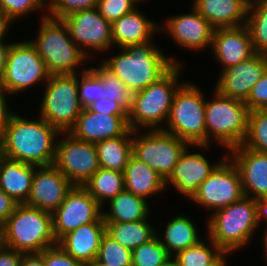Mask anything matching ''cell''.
<instances>
[{
    "label": "cell",
    "mask_w": 267,
    "mask_h": 266,
    "mask_svg": "<svg viewBox=\"0 0 267 266\" xmlns=\"http://www.w3.org/2000/svg\"><path fill=\"white\" fill-rule=\"evenodd\" d=\"M187 14H177L165 19L164 25H159V32L169 34L178 46L189 51L199 52L211 48L215 28L197 10Z\"/></svg>",
    "instance_id": "cell-16"
},
{
    "label": "cell",
    "mask_w": 267,
    "mask_h": 266,
    "mask_svg": "<svg viewBox=\"0 0 267 266\" xmlns=\"http://www.w3.org/2000/svg\"><path fill=\"white\" fill-rule=\"evenodd\" d=\"M83 187L103 208L106 202L125 189L124 173L99 168Z\"/></svg>",
    "instance_id": "cell-33"
},
{
    "label": "cell",
    "mask_w": 267,
    "mask_h": 266,
    "mask_svg": "<svg viewBox=\"0 0 267 266\" xmlns=\"http://www.w3.org/2000/svg\"><path fill=\"white\" fill-rule=\"evenodd\" d=\"M74 184L54 165L36 167L25 204L53 213Z\"/></svg>",
    "instance_id": "cell-19"
},
{
    "label": "cell",
    "mask_w": 267,
    "mask_h": 266,
    "mask_svg": "<svg viewBox=\"0 0 267 266\" xmlns=\"http://www.w3.org/2000/svg\"><path fill=\"white\" fill-rule=\"evenodd\" d=\"M250 0H192V6L217 28L244 26Z\"/></svg>",
    "instance_id": "cell-25"
},
{
    "label": "cell",
    "mask_w": 267,
    "mask_h": 266,
    "mask_svg": "<svg viewBox=\"0 0 267 266\" xmlns=\"http://www.w3.org/2000/svg\"><path fill=\"white\" fill-rule=\"evenodd\" d=\"M263 234H264L263 235L264 237L262 236L263 242L261 243H263V248H264L263 255H264V258H266L265 260L267 262V231H265Z\"/></svg>",
    "instance_id": "cell-53"
},
{
    "label": "cell",
    "mask_w": 267,
    "mask_h": 266,
    "mask_svg": "<svg viewBox=\"0 0 267 266\" xmlns=\"http://www.w3.org/2000/svg\"><path fill=\"white\" fill-rule=\"evenodd\" d=\"M3 157V154H2V151L0 150V160L2 159Z\"/></svg>",
    "instance_id": "cell-56"
},
{
    "label": "cell",
    "mask_w": 267,
    "mask_h": 266,
    "mask_svg": "<svg viewBox=\"0 0 267 266\" xmlns=\"http://www.w3.org/2000/svg\"><path fill=\"white\" fill-rule=\"evenodd\" d=\"M210 49L221 70L236 66L256 53L245 25L215 29Z\"/></svg>",
    "instance_id": "cell-22"
},
{
    "label": "cell",
    "mask_w": 267,
    "mask_h": 266,
    "mask_svg": "<svg viewBox=\"0 0 267 266\" xmlns=\"http://www.w3.org/2000/svg\"><path fill=\"white\" fill-rule=\"evenodd\" d=\"M45 85L39 115L60 133H68L83 107L78 95V73L50 75Z\"/></svg>",
    "instance_id": "cell-9"
},
{
    "label": "cell",
    "mask_w": 267,
    "mask_h": 266,
    "mask_svg": "<svg viewBox=\"0 0 267 266\" xmlns=\"http://www.w3.org/2000/svg\"><path fill=\"white\" fill-rule=\"evenodd\" d=\"M0 243L23 254L41 253L58 244L53 232L52 213L17 204L0 226Z\"/></svg>",
    "instance_id": "cell-3"
},
{
    "label": "cell",
    "mask_w": 267,
    "mask_h": 266,
    "mask_svg": "<svg viewBox=\"0 0 267 266\" xmlns=\"http://www.w3.org/2000/svg\"><path fill=\"white\" fill-rule=\"evenodd\" d=\"M86 266H110V265L104 264L103 262L95 258L92 262L88 263Z\"/></svg>",
    "instance_id": "cell-54"
},
{
    "label": "cell",
    "mask_w": 267,
    "mask_h": 266,
    "mask_svg": "<svg viewBox=\"0 0 267 266\" xmlns=\"http://www.w3.org/2000/svg\"><path fill=\"white\" fill-rule=\"evenodd\" d=\"M227 155L238 167L244 195L253 199L267 196V153H259L240 145Z\"/></svg>",
    "instance_id": "cell-21"
},
{
    "label": "cell",
    "mask_w": 267,
    "mask_h": 266,
    "mask_svg": "<svg viewBox=\"0 0 267 266\" xmlns=\"http://www.w3.org/2000/svg\"><path fill=\"white\" fill-rule=\"evenodd\" d=\"M78 77L79 101L81 106L86 108L103 96V81L91 66L82 68Z\"/></svg>",
    "instance_id": "cell-39"
},
{
    "label": "cell",
    "mask_w": 267,
    "mask_h": 266,
    "mask_svg": "<svg viewBox=\"0 0 267 266\" xmlns=\"http://www.w3.org/2000/svg\"><path fill=\"white\" fill-rule=\"evenodd\" d=\"M196 84L185 81L175 92L170 115L163 130L188 145L209 146L205 125L206 97Z\"/></svg>",
    "instance_id": "cell-8"
},
{
    "label": "cell",
    "mask_w": 267,
    "mask_h": 266,
    "mask_svg": "<svg viewBox=\"0 0 267 266\" xmlns=\"http://www.w3.org/2000/svg\"><path fill=\"white\" fill-rule=\"evenodd\" d=\"M87 108L90 111L97 113H104L108 115L128 116V112L117 103L116 100H110L108 98H100L97 101L91 103Z\"/></svg>",
    "instance_id": "cell-45"
},
{
    "label": "cell",
    "mask_w": 267,
    "mask_h": 266,
    "mask_svg": "<svg viewBox=\"0 0 267 266\" xmlns=\"http://www.w3.org/2000/svg\"><path fill=\"white\" fill-rule=\"evenodd\" d=\"M162 50L152 40L120 48L117 55L100 62L120 78L133 94L158 82L176 64H182V61H177L171 55L168 57L163 54Z\"/></svg>",
    "instance_id": "cell-2"
},
{
    "label": "cell",
    "mask_w": 267,
    "mask_h": 266,
    "mask_svg": "<svg viewBox=\"0 0 267 266\" xmlns=\"http://www.w3.org/2000/svg\"><path fill=\"white\" fill-rule=\"evenodd\" d=\"M24 117L15 113L2 134L3 157L37 167L53 165L60 132L40 116Z\"/></svg>",
    "instance_id": "cell-1"
},
{
    "label": "cell",
    "mask_w": 267,
    "mask_h": 266,
    "mask_svg": "<svg viewBox=\"0 0 267 266\" xmlns=\"http://www.w3.org/2000/svg\"><path fill=\"white\" fill-rule=\"evenodd\" d=\"M197 244L177 252L172 259L177 266H226L225 254L209 237ZM209 243V244H208Z\"/></svg>",
    "instance_id": "cell-31"
},
{
    "label": "cell",
    "mask_w": 267,
    "mask_h": 266,
    "mask_svg": "<svg viewBox=\"0 0 267 266\" xmlns=\"http://www.w3.org/2000/svg\"><path fill=\"white\" fill-rule=\"evenodd\" d=\"M208 219L206 237L229 256L249 246L259 227L255 199L247 196L214 211Z\"/></svg>",
    "instance_id": "cell-4"
},
{
    "label": "cell",
    "mask_w": 267,
    "mask_h": 266,
    "mask_svg": "<svg viewBox=\"0 0 267 266\" xmlns=\"http://www.w3.org/2000/svg\"><path fill=\"white\" fill-rule=\"evenodd\" d=\"M7 97H9L8 94L3 89H0V138L9 125L11 117L15 114V112L11 111L13 109L8 107L10 104L7 103Z\"/></svg>",
    "instance_id": "cell-46"
},
{
    "label": "cell",
    "mask_w": 267,
    "mask_h": 266,
    "mask_svg": "<svg viewBox=\"0 0 267 266\" xmlns=\"http://www.w3.org/2000/svg\"><path fill=\"white\" fill-rule=\"evenodd\" d=\"M255 206H256V219L257 223L260 226L262 221L267 222V196H264L262 199H255ZM267 231V223L266 228L264 229Z\"/></svg>",
    "instance_id": "cell-49"
},
{
    "label": "cell",
    "mask_w": 267,
    "mask_h": 266,
    "mask_svg": "<svg viewBox=\"0 0 267 266\" xmlns=\"http://www.w3.org/2000/svg\"><path fill=\"white\" fill-rule=\"evenodd\" d=\"M182 68L183 64H176L158 82L132 94L128 113V125L131 130L164 128L163 124L168 121L175 92L185 82L180 81Z\"/></svg>",
    "instance_id": "cell-5"
},
{
    "label": "cell",
    "mask_w": 267,
    "mask_h": 266,
    "mask_svg": "<svg viewBox=\"0 0 267 266\" xmlns=\"http://www.w3.org/2000/svg\"><path fill=\"white\" fill-rule=\"evenodd\" d=\"M105 226L109 236L131 251L156 236V228L148 220L123 223L105 222Z\"/></svg>",
    "instance_id": "cell-32"
},
{
    "label": "cell",
    "mask_w": 267,
    "mask_h": 266,
    "mask_svg": "<svg viewBox=\"0 0 267 266\" xmlns=\"http://www.w3.org/2000/svg\"><path fill=\"white\" fill-rule=\"evenodd\" d=\"M14 24L7 15L0 10V41H4L5 34L8 33L9 28Z\"/></svg>",
    "instance_id": "cell-52"
},
{
    "label": "cell",
    "mask_w": 267,
    "mask_h": 266,
    "mask_svg": "<svg viewBox=\"0 0 267 266\" xmlns=\"http://www.w3.org/2000/svg\"><path fill=\"white\" fill-rule=\"evenodd\" d=\"M132 251L105 233L96 259L110 266H132Z\"/></svg>",
    "instance_id": "cell-38"
},
{
    "label": "cell",
    "mask_w": 267,
    "mask_h": 266,
    "mask_svg": "<svg viewBox=\"0 0 267 266\" xmlns=\"http://www.w3.org/2000/svg\"><path fill=\"white\" fill-rule=\"evenodd\" d=\"M162 266H177V263L173 259H170L166 264Z\"/></svg>",
    "instance_id": "cell-55"
},
{
    "label": "cell",
    "mask_w": 267,
    "mask_h": 266,
    "mask_svg": "<svg viewBox=\"0 0 267 266\" xmlns=\"http://www.w3.org/2000/svg\"><path fill=\"white\" fill-rule=\"evenodd\" d=\"M45 266H86L67 254L59 244L44 249L41 253Z\"/></svg>",
    "instance_id": "cell-43"
},
{
    "label": "cell",
    "mask_w": 267,
    "mask_h": 266,
    "mask_svg": "<svg viewBox=\"0 0 267 266\" xmlns=\"http://www.w3.org/2000/svg\"><path fill=\"white\" fill-rule=\"evenodd\" d=\"M124 183L127 191L146 200L167 189L166 181L162 176L133 154L124 171Z\"/></svg>",
    "instance_id": "cell-27"
},
{
    "label": "cell",
    "mask_w": 267,
    "mask_h": 266,
    "mask_svg": "<svg viewBox=\"0 0 267 266\" xmlns=\"http://www.w3.org/2000/svg\"><path fill=\"white\" fill-rule=\"evenodd\" d=\"M193 220L186 215H176L165 226L163 236L156 230V236L165 246L168 253L174 256L177 252L197 244L201 238L199 229ZM162 236V237H161Z\"/></svg>",
    "instance_id": "cell-29"
},
{
    "label": "cell",
    "mask_w": 267,
    "mask_h": 266,
    "mask_svg": "<svg viewBox=\"0 0 267 266\" xmlns=\"http://www.w3.org/2000/svg\"><path fill=\"white\" fill-rule=\"evenodd\" d=\"M241 145L259 153H267V109L249 111L247 133Z\"/></svg>",
    "instance_id": "cell-35"
},
{
    "label": "cell",
    "mask_w": 267,
    "mask_h": 266,
    "mask_svg": "<svg viewBox=\"0 0 267 266\" xmlns=\"http://www.w3.org/2000/svg\"><path fill=\"white\" fill-rule=\"evenodd\" d=\"M37 37L29 41L46 64L50 75L77 74L78 66L90 59L71 39L63 19L42 16Z\"/></svg>",
    "instance_id": "cell-6"
},
{
    "label": "cell",
    "mask_w": 267,
    "mask_h": 266,
    "mask_svg": "<svg viewBox=\"0 0 267 266\" xmlns=\"http://www.w3.org/2000/svg\"><path fill=\"white\" fill-rule=\"evenodd\" d=\"M212 99L205 101V125L209 146L215 141L227 152L240 146L246 136L249 109L241 102L213 88Z\"/></svg>",
    "instance_id": "cell-7"
},
{
    "label": "cell",
    "mask_w": 267,
    "mask_h": 266,
    "mask_svg": "<svg viewBox=\"0 0 267 266\" xmlns=\"http://www.w3.org/2000/svg\"><path fill=\"white\" fill-rule=\"evenodd\" d=\"M132 134L129 129L124 135L95 143L100 168L124 173L132 155Z\"/></svg>",
    "instance_id": "cell-30"
},
{
    "label": "cell",
    "mask_w": 267,
    "mask_h": 266,
    "mask_svg": "<svg viewBox=\"0 0 267 266\" xmlns=\"http://www.w3.org/2000/svg\"><path fill=\"white\" fill-rule=\"evenodd\" d=\"M62 19L71 39L88 57L93 51L107 53L112 49V24L99 14L97 8L77 11Z\"/></svg>",
    "instance_id": "cell-14"
},
{
    "label": "cell",
    "mask_w": 267,
    "mask_h": 266,
    "mask_svg": "<svg viewBox=\"0 0 267 266\" xmlns=\"http://www.w3.org/2000/svg\"><path fill=\"white\" fill-rule=\"evenodd\" d=\"M187 146L184 140L163 129L133 130L132 154L157 171L165 181Z\"/></svg>",
    "instance_id": "cell-11"
},
{
    "label": "cell",
    "mask_w": 267,
    "mask_h": 266,
    "mask_svg": "<svg viewBox=\"0 0 267 266\" xmlns=\"http://www.w3.org/2000/svg\"><path fill=\"white\" fill-rule=\"evenodd\" d=\"M37 166L2 157L0 189L18 204L27 202Z\"/></svg>",
    "instance_id": "cell-26"
},
{
    "label": "cell",
    "mask_w": 267,
    "mask_h": 266,
    "mask_svg": "<svg viewBox=\"0 0 267 266\" xmlns=\"http://www.w3.org/2000/svg\"><path fill=\"white\" fill-rule=\"evenodd\" d=\"M267 69V55L255 53L236 66L221 70L215 89L222 95L246 102L252 87Z\"/></svg>",
    "instance_id": "cell-18"
},
{
    "label": "cell",
    "mask_w": 267,
    "mask_h": 266,
    "mask_svg": "<svg viewBox=\"0 0 267 266\" xmlns=\"http://www.w3.org/2000/svg\"><path fill=\"white\" fill-rule=\"evenodd\" d=\"M241 176L238 167L227 155L223 154L221 162L209 177L198 187L190 202L199 207L214 211L227 207L244 197Z\"/></svg>",
    "instance_id": "cell-12"
},
{
    "label": "cell",
    "mask_w": 267,
    "mask_h": 266,
    "mask_svg": "<svg viewBox=\"0 0 267 266\" xmlns=\"http://www.w3.org/2000/svg\"><path fill=\"white\" fill-rule=\"evenodd\" d=\"M18 203L0 189V226L13 213Z\"/></svg>",
    "instance_id": "cell-48"
},
{
    "label": "cell",
    "mask_w": 267,
    "mask_h": 266,
    "mask_svg": "<svg viewBox=\"0 0 267 266\" xmlns=\"http://www.w3.org/2000/svg\"><path fill=\"white\" fill-rule=\"evenodd\" d=\"M53 165L74 185L83 186L100 168L94 143L78 140L70 133H60Z\"/></svg>",
    "instance_id": "cell-13"
},
{
    "label": "cell",
    "mask_w": 267,
    "mask_h": 266,
    "mask_svg": "<svg viewBox=\"0 0 267 266\" xmlns=\"http://www.w3.org/2000/svg\"><path fill=\"white\" fill-rule=\"evenodd\" d=\"M103 208L79 185H74L65 200L52 213L53 232L57 242L68 232L95 222L102 215Z\"/></svg>",
    "instance_id": "cell-15"
},
{
    "label": "cell",
    "mask_w": 267,
    "mask_h": 266,
    "mask_svg": "<svg viewBox=\"0 0 267 266\" xmlns=\"http://www.w3.org/2000/svg\"><path fill=\"white\" fill-rule=\"evenodd\" d=\"M140 2V5L142 4V2H146L147 0H138Z\"/></svg>",
    "instance_id": "cell-57"
},
{
    "label": "cell",
    "mask_w": 267,
    "mask_h": 266,
    "mask_svg": "<svg viewBox=\"0 0 267 266\" xmlns=\"http://www.w3.org/2000/svg\"><path fill=\"white\" fill-rule=\"evenodd\" d=\"M20 266H45V263L40 253H29L22 255Z\"/></svg>",
    "instance_id": "cell-50"
},
{
    "label": "cell",
    "mask_w": 267,
    "mask_h": 266,
    "mask_svg": "<svg viewBox=\"0 0 267 266\" xmlns=\"http://www.w3.org/2000/svg\"><path fill=\"white\" fill-rule=\"evenodd\" d=\"M98 0H49L48 15L62 19L71 13L97 7Z\"/></svg>",
    "instance_id": "cell-42"
},
{
    "label": "cell",
    "mask_w": 267,
    "mask_h": 266,
    "mask_svg": "<svg viewBox=\"0 0 267 266\" xmlns=\"http://www.w3.org/2000/svg\"><path fill=\"white\" fill-rule=\"evenodd\" d=\"M0 41V78L4 75L6 70L7 55L10 50V45L12 42Z\"/></svg>",
    "instance_id": "cell-51"
},
{
    "label": "cell",
    "mask_w": 267,
    "mask_h": 266,
    "mask_svg": "<svg viewBox=\"0 0 267 266\" xmlns=\"http://www.w3.org/2000/svg\"><path fill=\"white\" fill-rule=\"evenodd\" d=\"M50 73L38 51L29 40L13 42L7 55L6 70L0 78V89L9 96L47 82Z\"/></svg>",
    "instance_id": "cell-10"
},
{
    "label": "cell",
    "mask_w": 267,
    "mask_h": 266,
    "mask_svg": "<svg viewBox=\"0 0 267 266\" xmlns=\"http://www.w3.org/2000/svg\"><path fill=\"white\" fill-rule=\"evenodd\" d=\"M23 253L0 243V266H20Z\"/></svg>",
    "instance_id": "cell-47"
},
{
    "label": "cell",
    "mask_w": 267,
    "mask_h": 266,
    "mask_svg": "<svg viewBox=\"0 0 267 266\" xmlns=\"http://www.w3.org/2000/svg\"><path fill=\"white\" fill-rule=\"evenodd\" d=\"M245 26L255 52L267 55V0H250Z\"/></svg>",
    "instance_id": "cell-34"
},
{
    "label": "cell",
    "mask_w": 267,
    "mask_h": 266,
    "mask_svg": "<svg viewBox=\"0 0 267 266\" xmlns=\"http://www.w3.org/2000/svg\"><path fill=\"white\" fill-rule=\"evenodd\" d=\"M206 149L210 146L188 145L181 153L178 162L168 179L166 180V188L171 185L173 188L190 200L197 192L198 187L209 177L212 171L221 162L220 160L211 163L204 154L200 152L192 153L190 149ZM190 148V149H189Z\"/></svg>",
    "instance_id": "cell-17"
},
{
    "label": "cell",
    "mask_w": 267,
    "mask_h": 266,
    "mask_svg": "<svg viewBox=\"0 0 267 266\" xmlns=\"http://www.w3.org/2000/svg\"><path fill=\"white\" fill-rule=\"evenodd\" d=\"M49 0H0V10L14 23L30 13L41 11L48 15ZM46 10V11H45ZM19 18V19H18Z\"/></svg>",
    "instance_id": "cell-40"
},
{
    "label": "cell",
    "mask_w": 267,
    "mask_h": 266,
    "mask_svg": "<svg viewBox=\"0 0 267 266\" xmlns=\"http://www.w3.org/2000/svg\"><path fill=\"white\" fill-rule=\"evenodd\" d=\"M105 233L106 226L101 215L95 222L80 226L65 234L58 244L72 258L87 265L97 257Z\"/></svg>",
    "instance_id": "cell-23"
},
{
    "label": "cell",
    "mask_w": 267,
    "mask_h": 266,
    "mask_svg": "<svg viewBox=\"0 0 267 266\" xmlns=\"http://www.w3.org/2000/svg\"><path fill=\"white\" fill-rule=\"evenodd\" d=\"M138 3L140 4L138 0H98L96 8L107 22L113 24L122 16L137 8Z\"/></svg>",
    "instance_id": "cell-41"
},
{
    "label": "cell",
    "mask_w": 267,
    "mask_h": 266,
    "mask_svg": "<svg viewBox=\"0 0 267 266\" xmlns=\"http://www.w3.org/2000/svg\"><path fill=\"white\" fill-rule=\"evenodd\" d=\"M139 8L125 14L112 24V42L118 49L126 48L129 45L143 44L152 41L154 33L159 34V22H155Z\"/></svg>",
    "instance_id": "cell-24"
},
{
    "label": "cell",
    "mask_w": 267,
    "mask_h": 266,
    "mask_svg": "<svg viewBox=\"0 0 267 266\" xmlns=\"http://www.w3.org/2000/svg\"><path fill=\"white\" fill-rule=\"evenodd\" d=\"M245 104L249 111L267 109V69L262 78L252 87Z\"/></svg>",
    "instance_id": "cell-44"
},
{
    "label": "cell",
    "mask_w": 267,
    "mask_h": 266,
    "mask_svg": "<svg viewBox=\"0 0 267 266\" xmlns=\"http://www.w3.org/2000/svg\"><path fill=\"white\" fill-rule=\"evenodd\" d=\"M103 81V96L101 98H108L116 100L128 113L131 108L132 93L127 89L126 85L108 70L101 62L96 67H91Z\"/></svg>",
    "instance_id": "cell-36"
},
{
    "label": "cell",
    "mask_w": 267,
    "mask_h": 266,
    "mask_svg": "<svg viewBox=\"0 0 267 266\" xmlns=\"http://www.w3.org/2000/svg\"><path fill=\"white\" fill-rule=\"evenodd\" d=\"M129 129L128 116L97 113L86 107L82 109L74 127L68 133L78 140L95 144L120 137Z\"/></svg>",
    "instance_id": "cell-20"
},
{
    "label": "cell",
    "mask_w": 267,
    "mask_h": 266,
    "mask_svg": "<svg viewBox=\"0 0 267 266\" xmlns=\"http://www.w3.org/2000/svg\"><path fill=\"white\" fill-rule=\"evenodd\" d=\"M131 259L132 266H162L172 259V256L155 236L132 250Z\"/></svg>",
    "instance_id": "cell-37"
},
{
    "label": "cell",
    "mask_w": 267,
    "mask_h": 266,
    "mask_svg": "<svg viewBox=\"0 0 267 266\" xmlns=\"http://www.w3.org/2000/svg\"><path fill=\"white\" fill-rule=\"evenodd\" d=\"M148 200L124 189L107 202L109 209L102 211L104 222H135L149 220L151 207Z\"/></svg>",
    "instance_id": "cell-28"
}]
</instances>
